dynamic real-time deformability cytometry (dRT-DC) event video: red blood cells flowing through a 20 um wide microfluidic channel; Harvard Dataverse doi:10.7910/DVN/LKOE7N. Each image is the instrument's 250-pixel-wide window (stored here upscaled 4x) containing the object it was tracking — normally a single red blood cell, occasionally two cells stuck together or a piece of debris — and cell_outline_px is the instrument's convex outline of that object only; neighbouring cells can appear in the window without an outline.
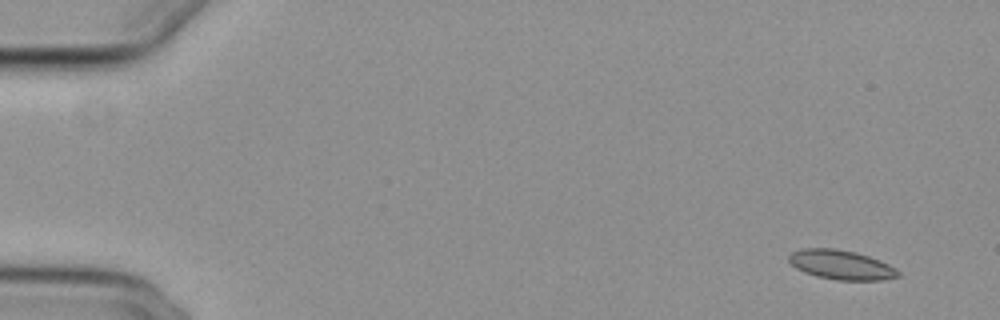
{"species": "common noctule bat (a hibernating species)", "species_latin": "Nyctalus noctula", "temperature_condition": "cold", "stored_images_in_passage": 54, "camera_frame_rate_fps": 3000, "um_per_image_px": 0.085, "animal": {"sex": "female", "body_mass_g": 29.2, "forearm_length_mm": 56.3}, "frame": {"image": 1, "passage_image": 3, "time_ms": 0.667, "image_size_px": [1000, 320], "cell_outline_px": [[900, 276], [884, 280], [836, 280], [816, 276], [804, 272], [796, 268], [788, 260], [788, 256], [792, 252], [800, 248], [836, 248], [856, 252], [880, 260], [896, 268], [900, 272]], "centroid_in_image_um": [71.5, 22.5], "position_along_channel_um": 13.5, "area_um2": 18.9}}
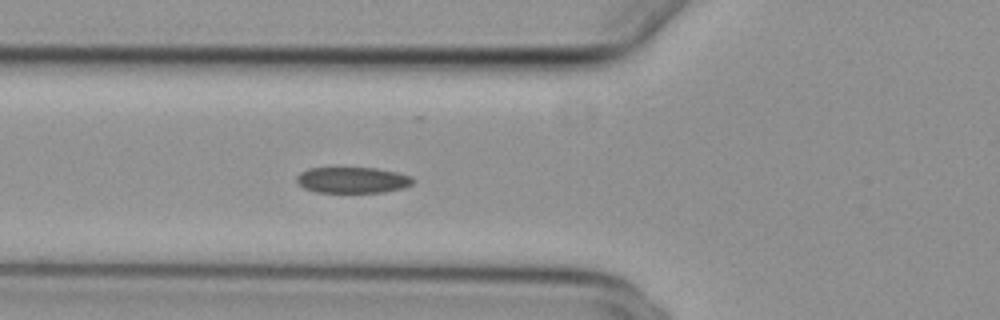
{"frame": {"image": 2, "passage_image": 20, "time_ms": 6.333, "image_size_px": [1000, 320], "cell_outline_px": [[416, 180], [412, 184], [404, 188], [384, 192], [316, 192], [304, 188], [296, 180], [296, 176], [300, 172], [308, 168], [376, 168], [396, 172], [412, 176]], "centroid_in_image_um": [29.99, 15.3], "position_along_channel_um": 95.8, "area_um2": 17.69}}
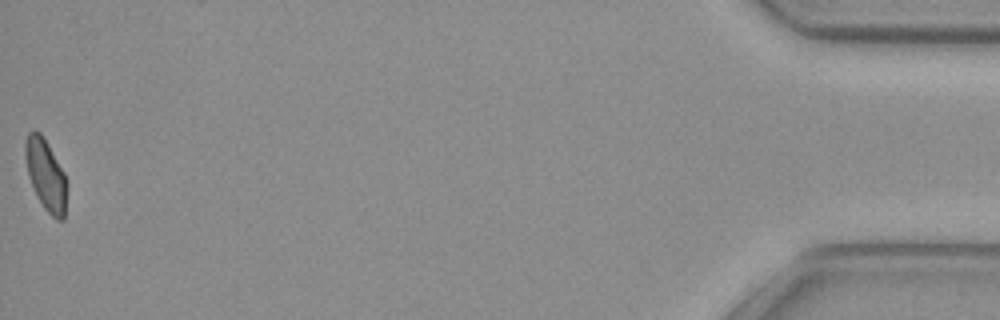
{"frame": {"image": 3, "passage_image": 54, "time_ms": 17.667, "image_size_px": [1000, 320], "cell_outline_px": [[68, 188], [64, 220], [56, 220], [44, 208], [36, 196], [28, 172], [24, 156], [24, 144], [28, 132], [32, 128], [40, 132], [64, 172], [68, 184]], "centroid_in_image_um": [3.9, 14.88], "position_along_channel_um": 431.3, "area_um2": 17.46}, "authors_computed_cell_mechanics": {"area_um2": 18.4093, "velocity_mm_per_s": 3.825, "shape_relaxation_time_tau1_ms": 8.5155, "shape_relaxation_time_tau2_ms": 3.9335, "deformation_change_tau1": 0.1514, "deformation_change_tau2": 0.0843}}